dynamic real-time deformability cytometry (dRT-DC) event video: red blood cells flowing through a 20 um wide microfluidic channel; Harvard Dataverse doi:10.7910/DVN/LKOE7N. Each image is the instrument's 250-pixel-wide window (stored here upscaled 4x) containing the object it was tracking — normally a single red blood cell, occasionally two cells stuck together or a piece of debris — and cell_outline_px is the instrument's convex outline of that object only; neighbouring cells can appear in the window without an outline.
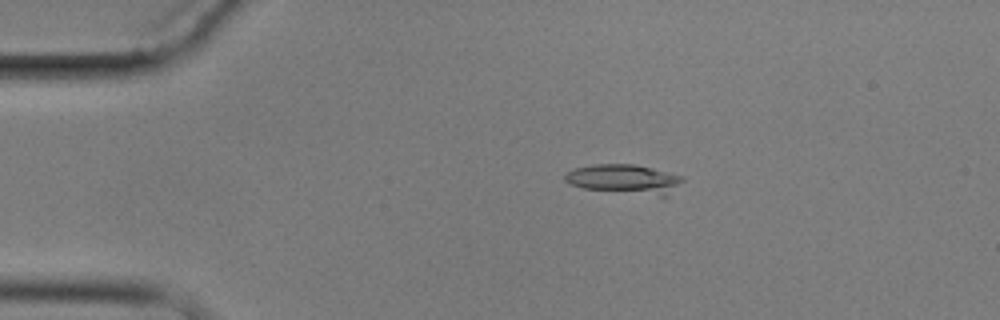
{"species": "common noctule bat (a hibernating species)", "species_latin": "Nyctalus noctula", "temperature_condition": "cold", "stored_images_in_passage": 5, "camera_frame_rate_fps": 3000, "um_per_image_px": 0.085, "animal": {"sex": "male", "body_mass_g": 17.9}, "frame": {"image": 1, "passage_image": 2, "time_ms": 1.333, "image_size_px": [1000, 320], "cell_outline_px": [[684, 180], [668, 196], [660, 196], [584, 188], [568, 184], [564, 180], [564, 176], [568, 172], [576, 168], [592, 164], [632, 164], [652, 168], [684, 176]], "centroid_in_image_um": [53.1, 15.22], "position_along_channel_um": 31.9, "area_um2": 20.06}}
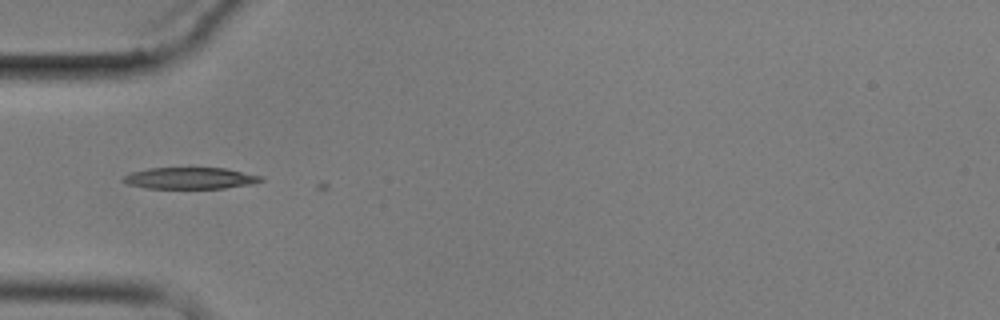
{"frame": {"image": 2, "passage_image": 4, "time_ms": 3.667, "image_size_px": [1000, 320], "cell_outline_px": [[264, 180], [252, 184], [224, 188], [148, 188], [128, 184], [120, 180], [124, 176], [132, 172], [148, 168], [224, 168], [264, 176]], "centroid_in_image_um": [16.18, 15.14], "position_along_channel_um": 68.8, "area_um2": 17.22}}